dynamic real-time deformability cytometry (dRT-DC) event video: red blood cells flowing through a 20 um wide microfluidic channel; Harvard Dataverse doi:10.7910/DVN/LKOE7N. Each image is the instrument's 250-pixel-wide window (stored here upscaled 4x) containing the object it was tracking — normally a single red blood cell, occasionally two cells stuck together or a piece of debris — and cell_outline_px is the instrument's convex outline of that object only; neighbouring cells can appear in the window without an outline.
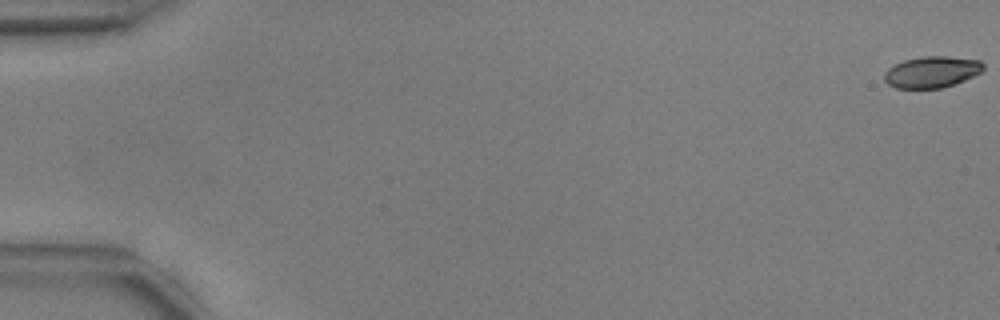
{"species": "common noctule bat (a hibernating species)", "species_latin": "Nyctalus noctula", "temperature_condition": "warm", "stored_images_in_passage": 55, "camera_frame_rate_fps": 3000, "um_per_image_px": 0.085, "animal": {"sex": "male", "body_mass_g": 17.9, "forearm_length_mm": 54.2}, "frame": {"image": 1, "passage_image": 1, "time_ms": 0.0, "image_size_px": [1000, 320], "cell_outline_px": [[984, 68], [980, 72], [964, 80], [940, 88], [896, 88], [888, 84], [884, 80], [884, 72], [888, 68], [904, 60], [920, 56], [948, 56], [980, 60], [984, 64]], "centroid_in_image_um": [79.18, 6.1], "position_along_channel_um": 5.8, "area_um2": 18.03}}
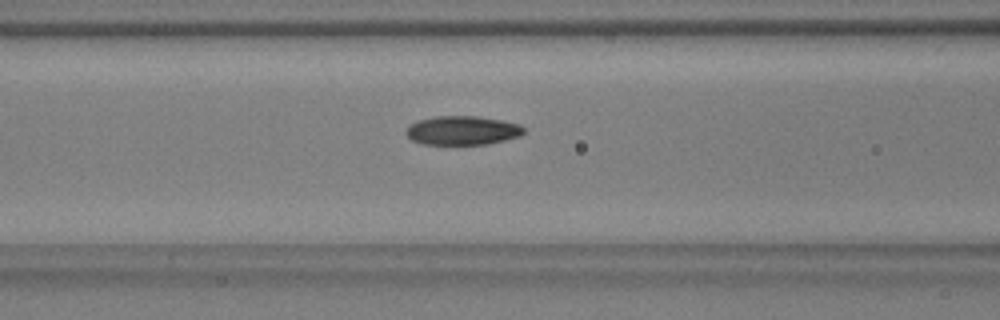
{"frame": {"image": 2, "passage_image": 24, "time_ms": 7.667, "image_size_px": [1000, 320], "cell_outline_px": [[524, 132], [520, 136], [488, 144], [420, 144], [412, 140], [404, 132], [412, 124], [420, 120], [436, 116], [476, 116], [500, 120], [520, 124], [524, 128]], "centroid_in_image_um": [39.31, 11.09], "position_along_channel_um": 127.3, "area_um2": 19.71}}
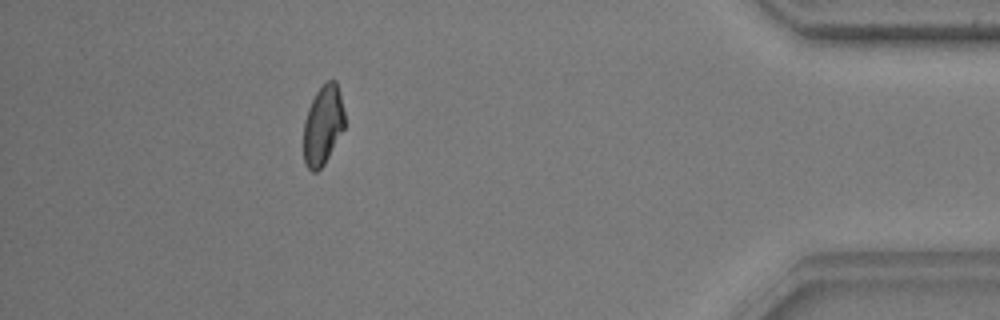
{"frame": {"image": 3, "passage_image": 50, "time_ms": 16.333, "image_size_px": [1000, 320], "cell_outline_px": [[344, 128], [324, 164], [316, 172], [312, 172], [304, 164], [304, 120], [308, 108], [316, 92], [328, 80], [336, 80], [344, 112]], "centroid_in_image_um": [27.43, 10.65], "position_along_channel_um": 407.8, "area_um2": 18.79}, "authors_computed_cell_mechanics": {"area_um2": 19.652, "velocity_mm_per_s": 3.7592, "shape_relaxation_time_tau1_ms": 4.1393, "shape_relaxation_time_tau2_ms": 3.0689, "deformation_change_tau1": 0.1436, "deformation_change_tau2": 0.0733}}